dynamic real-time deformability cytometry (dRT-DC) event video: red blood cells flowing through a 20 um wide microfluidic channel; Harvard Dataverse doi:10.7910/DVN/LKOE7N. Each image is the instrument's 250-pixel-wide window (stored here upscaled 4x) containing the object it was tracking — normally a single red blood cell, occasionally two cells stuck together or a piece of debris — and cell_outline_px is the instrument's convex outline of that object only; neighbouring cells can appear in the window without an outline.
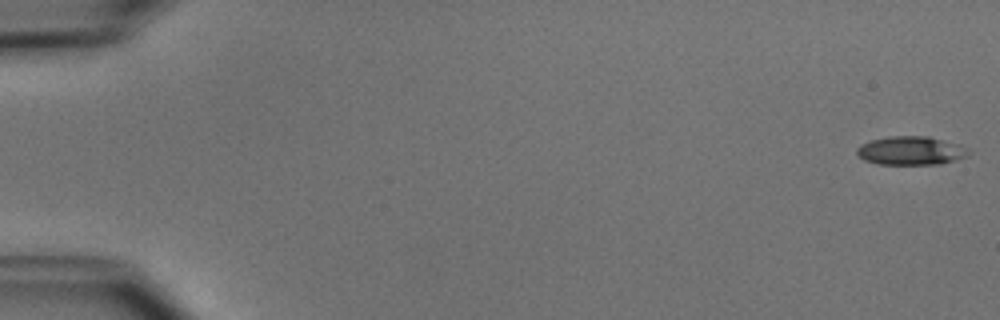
{"species": "common noctule bat (a hibernating species)", "species_latin": "Nyctalus noctula", "temperature_condition": "cold", "stored_images_in_passage": 52, "camera_frame_rate_fps": 3000, "um_per_image_px": 0.085, "animal": {"sex": "male", "body_mass_g": 15.6}, "frame": {"image": 1, "passage_image": 1, "time_ms": 0.0, "image_size_px": [1000, 320], "cell_outline_px": [[972, 152], [968, 156], [940, 164], [880, 164], [864, 160], [856, 152], [856, 148], [860, 144], [872, 140], [888, 136], [928, 136], [960, 144], [968, 148]], "centroid_in_image_um": [77.46, 12.8], "position_along_channel_um": 7.5, "area_um2": 18.73}}
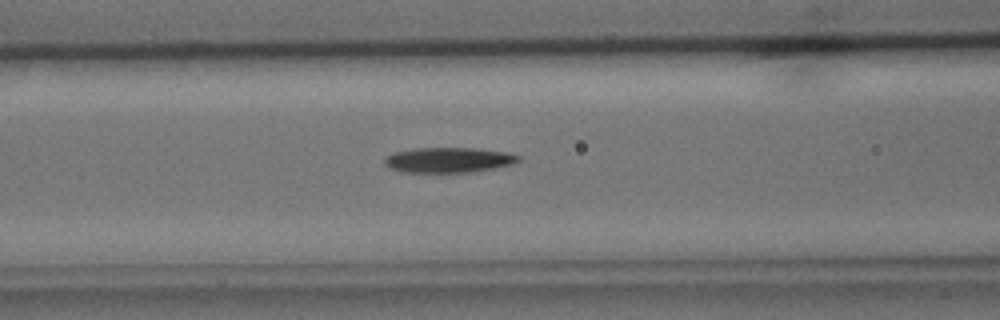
{"frame": {"image": 2, "passage_image": 22, "time_ms": 7.0, "image_size_px": [1000, 320], "cell_outline_px": [[520, 160], [512, 164], [496, 168], [472, 172], [404, 172], [388, 168], [384, 164], [384, 160], [388, 156], [396, 152], [412, 148], [472, 148], [508, 152], [520, 156]], "centroid_in_image_um": [38.14, 13.6], "position_along_channel_um": 128.5, "area_um2": 19.65}}
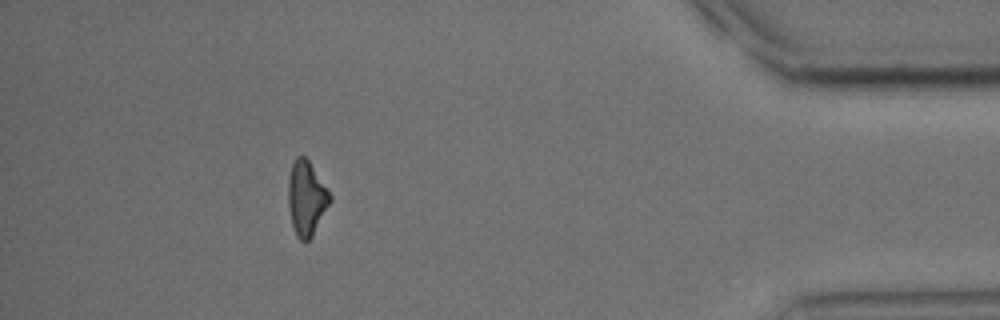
{"frame": {"image": 3, "passage_image": 47, "time_ms": 15.333, "image_size_px": [1000, 320], "cell_outline_px": [[332, 200], [312, 236], [308, 240], [300, 240], [296, 236], [292, 224], [288, 204], [288, 180], [292, 160], [296, 156], [304, 156], [308, 160], [332, 196]], "centroid_in_image_um": [26.03, 16.83], "position_along_channel_um": 409.2, "area_um2": 18.03}, "authors_computed_cell_mechanics": {"area_um2": 18.9584, "velocity_mm_per_s": 3.9258, "shape_relaxation_time_tau1_ms": 2.4431, "shape_relaxation_time_tau2_ms": null, "deformation_change_tau1": 0.1136, "deformation_change_tau2": null}}